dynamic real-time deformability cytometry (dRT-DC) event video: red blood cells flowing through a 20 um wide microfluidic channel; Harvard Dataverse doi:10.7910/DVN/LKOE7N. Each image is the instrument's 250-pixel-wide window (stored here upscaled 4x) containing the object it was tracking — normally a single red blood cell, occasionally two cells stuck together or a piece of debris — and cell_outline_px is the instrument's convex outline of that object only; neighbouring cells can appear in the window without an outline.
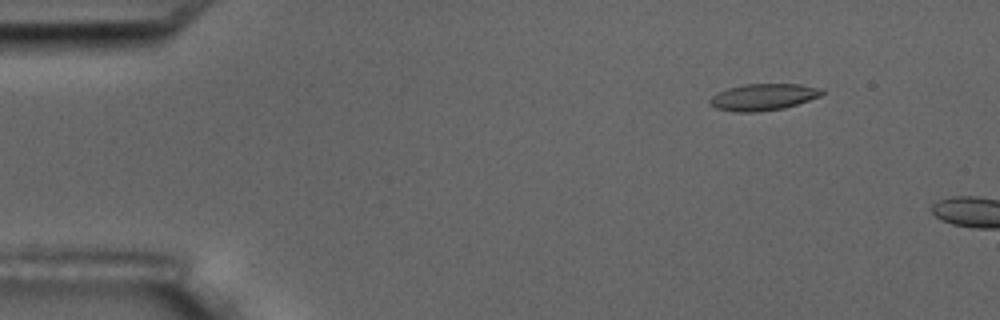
{"species": "common noctule bat (a hibernating species)", "species_latin": "Nyctalus noctula", "temperature_condition": "room temperature", "stored_images_in_passage": 3, "camera_frame_rate_fps": 3000, "um_per_image_px": 0.085, "animal": {"sex": "male", "body_mass_g": 17.5, "forearm_length_mm": 52.3}, "frame": {"image": 1, "passage_image": 2, "time_ms": 1.0, "image_size_px": [1000, 320], "cell_outline_px": [[824, 92], [820, 96], [784, 108], [756, 112], [736, 112], [716, 108], [712, 104], [712, 96], [728, 88], [744, 84], [800, 84], [824, 88]], "centroid_in_image_um": [64.94, 8.24], "position_along_channel_um": 20.1, "area_um2": 17.17}}